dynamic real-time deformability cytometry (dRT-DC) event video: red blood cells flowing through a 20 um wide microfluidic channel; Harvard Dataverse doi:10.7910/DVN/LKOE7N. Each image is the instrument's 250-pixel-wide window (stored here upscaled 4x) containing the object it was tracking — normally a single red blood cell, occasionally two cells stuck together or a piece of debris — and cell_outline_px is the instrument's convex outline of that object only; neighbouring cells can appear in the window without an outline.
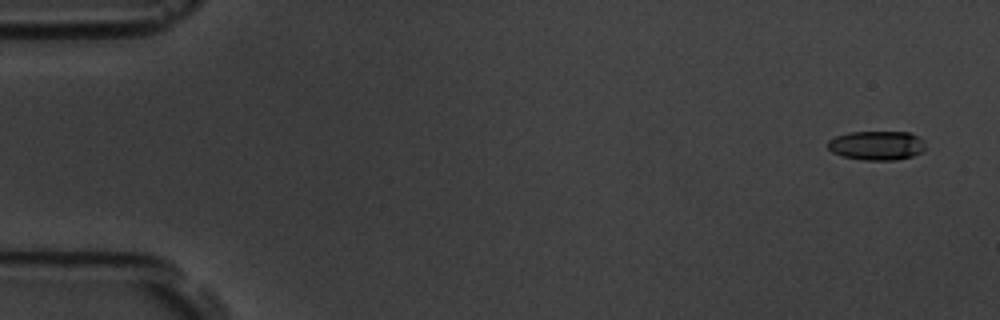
{"species": "common noctule bat (a hibernating species)", "species_latin": "Nyctalus noctula", "temperature_condition": "room temperature", "stored_images_in_passage": 4, "camera_frame_rate_fps": 3000, "um_per_image_px": 0.085, "animal": {"sex": "male", "body_mass_g": 19.5, "forearm_length_mm": 54.6}, "frame": {"image": 1, "passage_image": 1, "time_ms": 0.0, "image_size_px": [1000, 320], "cell_outline_px": [[924, 152], [912, 156], [896, 160], [864, 160], [844, 156], [832, 152], [828, 148], [828, 140], [836, 136], [848, 132], [908, 132], [924, 140]], "centroid_in_image_um": [74.53, 12.36], "position_along_channel_um": 10.5, "area_um2": 16.59}}
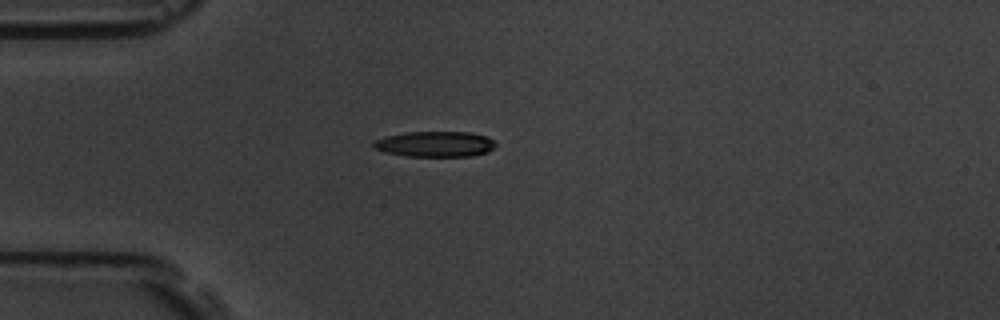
{"frame": {"image": 2, "passage_image": 4, "time_ms": 1.0, "image_size_px": [1000, 320], "cell_outline_px": [[496, 144], [488, 152], [472, 156], [408, 156], [384, 152], [372, 148], [372, 140], [384, 136], [404, 132], [468, 132], [488, 136]], "centroid_in_image_um": [36.92, 12.24], "position_along_channel_um": 48.1, "area_um2": 18.38}}